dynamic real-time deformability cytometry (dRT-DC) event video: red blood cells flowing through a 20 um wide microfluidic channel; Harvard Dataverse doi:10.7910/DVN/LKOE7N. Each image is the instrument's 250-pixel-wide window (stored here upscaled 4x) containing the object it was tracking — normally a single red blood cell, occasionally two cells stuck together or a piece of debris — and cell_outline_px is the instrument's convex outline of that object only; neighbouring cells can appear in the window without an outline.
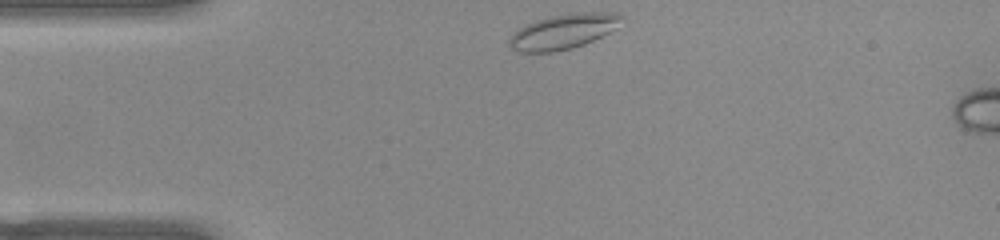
{"species": "common noctule bat (a hibernating species)", "species_latin": "Nyctalus noctula", "temperature_condition": "warm", "stored_images_in_passage": 36, "camera_frame_rate_fps": 3000, "um_per_image_px": 0.085, "animal": {"sex": "female", "body_mass_g": 22.0, "forearm_length_mm": 56.7}, "frame": {"image": 1, "passage_image": 1, "time_ms": 0.0, "image_size_px": [1000, 240], "cell_outline_px": [[624, 16], [608, 32], [584, 44], [572, 48], [552, 52], [520, 52], [512, 48], [508, 40], [520, 28], [536, 20], [552, 16], [580, 12], [620, 12]], "centroid_in_image_um": [47.88, 2.67], "position_along_channel_um": 37.1, "area_um2": 22.25}}
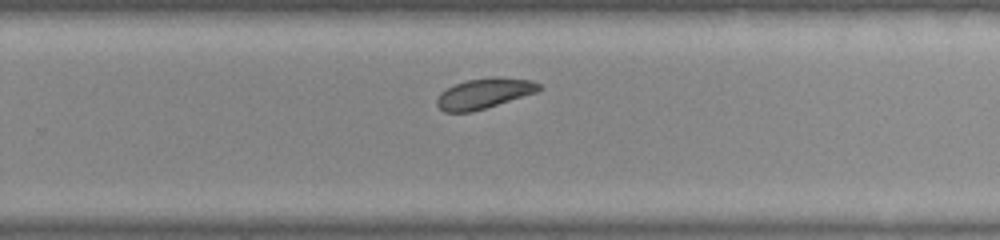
{"frame": {"image": 2, "passage_image": 23, "time_ms": 7.333, "image_size_px": [1000, 240], "cell_outline_px": [[544, 88], [536, 92], [472, 112], [444, 112], [436, 104], [436, 100], [440, 92], [456, 84], [468, 80], [492, 76], [500, 76], [532, 80], [540, 84]], "centroid_in_image_um": [41.17, 7.92], "position_along_channel_um": 288.6, "area_um2": 18.03}}
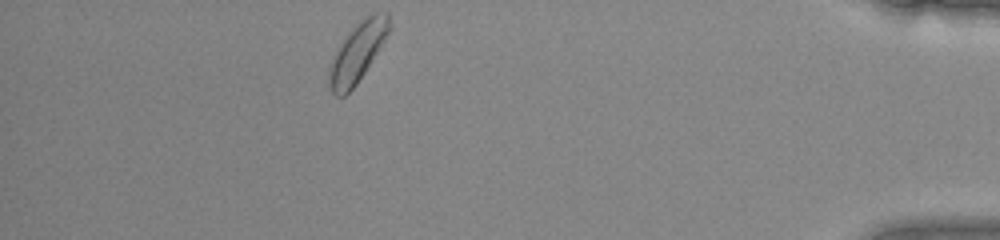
{"frame": {"image": 3, "passage_image": 36, "time_ms": 11.667, "image_size_px": [1000, 240], "cell_outline_px": [[392, 28], [364, 72], [356, 84], [344, 96], [336, 96], [328, 88], [328, 68], [344, 36], [364, 16], [372, 12], [388, 12], [392, 24]], "centroid_in_image_um": [30.39, 4.4], "position_along_channel_um": 404.8, "area_um2": 20.81}, "authors_computed_cell_mechanics": {"area_um2": 18.785, "velocity_mm_per_s": 3.8758, "shape_relaxation_time_tau1_ms": 4.6297, "shape_relaxation_time_tau2_ms": 3.5328, "deformation_change_tau1": 0.0941, "deformation_change_tau2": 0.0737}}